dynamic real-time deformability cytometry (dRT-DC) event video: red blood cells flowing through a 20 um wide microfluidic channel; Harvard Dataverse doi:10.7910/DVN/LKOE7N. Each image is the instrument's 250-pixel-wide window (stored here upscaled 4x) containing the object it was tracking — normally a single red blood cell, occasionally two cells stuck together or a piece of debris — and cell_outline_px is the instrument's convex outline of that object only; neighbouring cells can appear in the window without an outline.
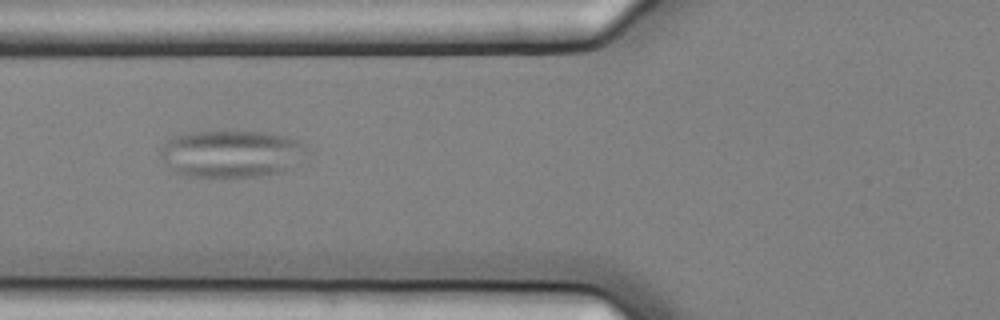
{"species": "common noctule bat (a hibernating species)", "species_latin": "Nyctalus noctula", "temperature_condition": "cold", "stored_images_in_passage": 12, "camera_frame_rate_fps": 3000, "um_per_image_px": 0.085, "animal": {"sex": "female", "body_mass_g": 25.1}, "frame": {"image": 1, "passage_image": 3, "time_ms": 0.667, "image_size_px": [1000, 320], "cell_outline_px": [[304, 148], [288, 168], [280, 172], [260, 176], [184, 176], [176, 172], [160, 156], [160, 148], [172, 136], [188, 132], [264, 132], [284, 136], [296, 140]], "centroid_in_image_um": [19.53, 13.06], "position_along_channel_um": 106.3, "area_um2": 38.96}}
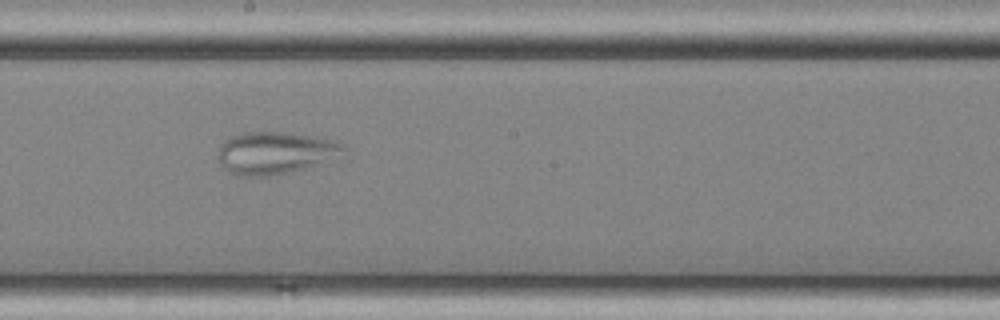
{"frame": {"image": 2, "passage_image": 6, "time_ms": 1.667, "image_size_px": [1000, 320], "cell_outline_px": [[348, 160], [268, 176], [244, 176], [232, 172], [224, 168], [220, 160], [220, 144], [224, 140], [232, 136], [244, 132], [280, 132], [308, 136], [328, 140], [340, 144], [348, 148]], "centroid_in_image_um": [23.58, 13.02], "position_along_channel_um": 224.6, "area_um2": 31.44}}
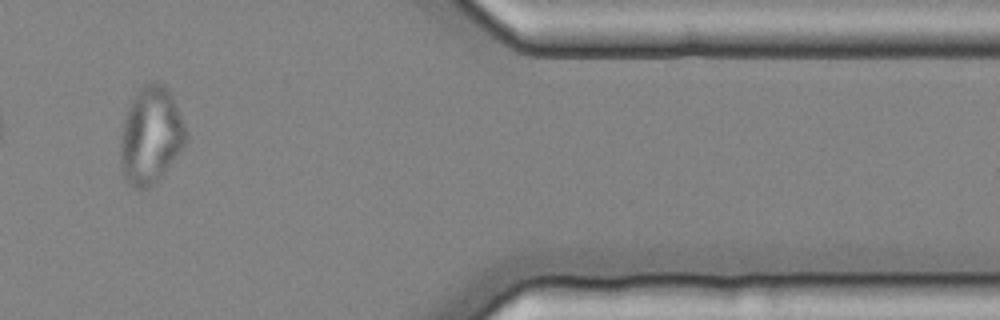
{"frame": {"image": 3, "passage_image": 10, "time_ms": 3.0, "image_size_px": [1000, 320], "cell_outline_px": [[188, 140], [184, 148], [160, 176], [148, 188], [132, 188], [128, 184], [120, 168], [120, 140], [124, 120], [128, 108], [132, 100], [144, 84], [156, 80], [164, 84], [172, 96], [188, 132]], "centroid_in_image_um": [12.82, 11.52], "position_along_channel_um": 398.6, "area_um2": 37.05}}